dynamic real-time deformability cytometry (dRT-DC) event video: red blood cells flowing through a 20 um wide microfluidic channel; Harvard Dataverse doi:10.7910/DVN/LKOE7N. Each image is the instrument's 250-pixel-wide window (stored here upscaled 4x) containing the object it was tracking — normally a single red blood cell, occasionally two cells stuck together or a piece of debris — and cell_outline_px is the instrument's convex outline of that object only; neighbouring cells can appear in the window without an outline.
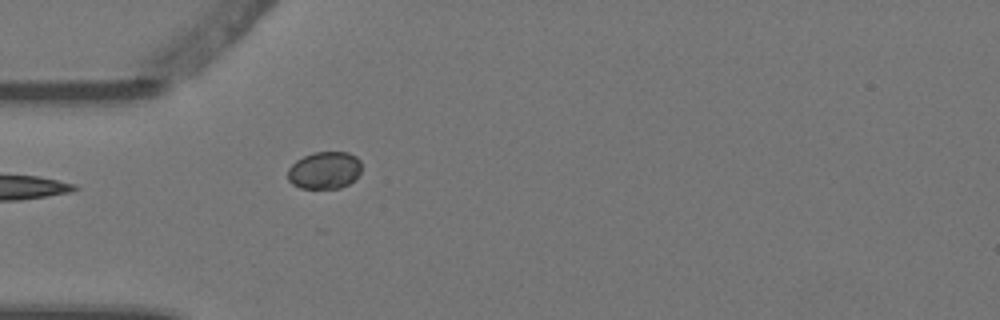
{"species": "Egyptian fruit bat (a non-hibernating species)", "species_latin": "Rousettus aegyptiacus", "temperature_condition": "warm", "stored_images_in_passage": 1, "camera_frame_rate_fps": 3000, "um_per_image_px": 0.085, "animal": {"sex": "female"}, "frame": {"image": 1, "passage_image": 1, "time_ms": 0.0, "image_size_px": [1000, 320], "cell_outline_px": [[360, 172], [348, 184], [340, 188], [300, 188], [292, 184], [288, 180], [288, 168], [296, 160], [312, 152], [348, 152], [356, 156], [360, 160]], "centroid_in_image_um": [27.56, 14.46], "position_along_channel_um": 57.4, "area_um2": 16.01}}